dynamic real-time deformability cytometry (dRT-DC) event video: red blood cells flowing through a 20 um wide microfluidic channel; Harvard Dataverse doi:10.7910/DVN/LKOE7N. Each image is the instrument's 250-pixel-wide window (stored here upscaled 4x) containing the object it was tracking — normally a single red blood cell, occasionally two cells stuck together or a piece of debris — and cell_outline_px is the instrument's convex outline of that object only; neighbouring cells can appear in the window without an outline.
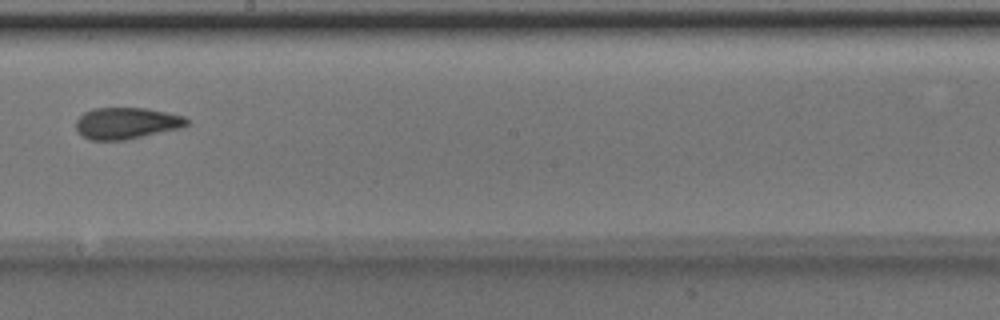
{"species": "Egyptian fruit bat (a non-hibernating species)", "species_latin": "Rousettus aegyptiacus", "temperature_condition": "room temperature", "stored_images_in_passage": 6, "camera_frame_rate_fps": 3000, "um_per_image_px": 0.085, "animal": {"sex": "male"}, "frame": {"image": 1, "passage_image": 6, "time_ms": 1.667, "image_size_px": [1000, 320], "cell_outline_px": [[188, 124], [180, 128], [124, 140], [92, 140], [84, 136], [76, 128], [76, 120], [84, 112], [96, 108], [144, 108], [168, 112], [184, 116], [188, 120]], "centroid_in_image_um": [10.76, 10.46], "position_along_channel_um": 237.4, "area_um2": 20.11}}